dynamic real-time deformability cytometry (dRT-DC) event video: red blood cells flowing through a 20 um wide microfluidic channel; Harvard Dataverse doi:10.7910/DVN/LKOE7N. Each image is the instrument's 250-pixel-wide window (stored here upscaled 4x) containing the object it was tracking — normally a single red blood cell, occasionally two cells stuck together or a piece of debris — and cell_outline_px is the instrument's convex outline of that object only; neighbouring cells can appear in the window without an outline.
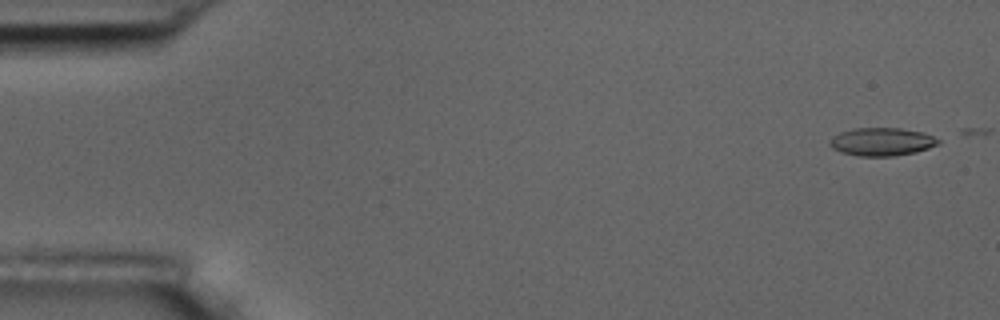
{"species": "common noctule bat (a hibernating species)", "species_latin": "Nyctalus noctula", "temperature_condition": "room temperature", "stored_images_in_passage": 4, "camera_frame_rate_fps": 3000, "um_per_image_px": 0.085, "animal": {"sex": "male", "body_mass_g": 17.5, "forearm_length_mm": 52.3}, "frame": {"image": 1, "passage_image": 1, "time_ms": 0.0, "image_size_px": [1000, 320], "cell_outline_px": [[940, 144], [916, 152], [892, 156], [856, 156], [840, 152], [832, 148], [828, 144], [828, 140], [832, 136], [840, 132], [852, 128], [900, 128], [924, 132], [940, 140]], "centroid_in_image_um": [74.91, 12.05], "position_along_channel_um": 10.1, "area_um2": 17.98}}
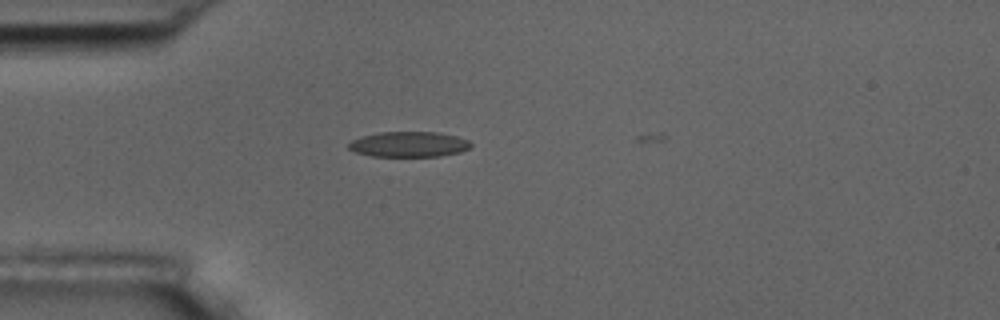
{"frame": {"image": 2, "passage_image": 4, "time_ms": 4.333, "image_size_px": [1000, 320], "cell_outline_px": [[472, 144], [468, 148], [460, 152], [440, 156], [372, 156], [356, 152], [348, 148], [348, 144], [352, 140], [360, 136], [380, 132], [436, 132], [456, 136], [468, 140]], "centroid_in_image_um": [34.73, 12.26], "position_along_channel_um": 50.3, "area_um2": 17.98}}